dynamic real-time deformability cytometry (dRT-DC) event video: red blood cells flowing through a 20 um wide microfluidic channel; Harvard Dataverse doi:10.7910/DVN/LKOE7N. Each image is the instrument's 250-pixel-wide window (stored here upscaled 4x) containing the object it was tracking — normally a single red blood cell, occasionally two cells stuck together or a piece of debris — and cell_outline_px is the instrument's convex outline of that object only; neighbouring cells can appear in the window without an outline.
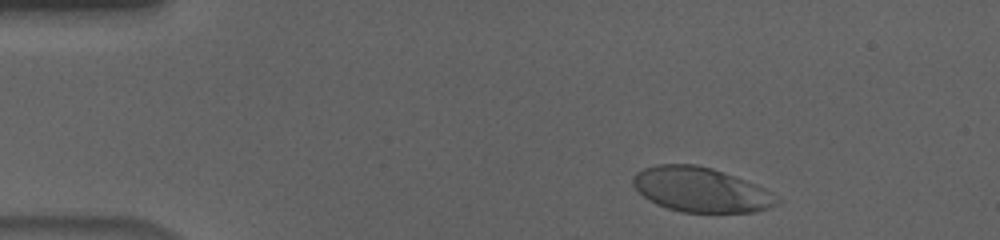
{"species": "human", "species_latin": "Homo sapiens", "temperature_condition": "cold", "stored_images_in_passage": 47, "camera_frame_rate_fps": 3000, "um_per_image_px": 0.085, "donor": {"sex": "male"}, "frame": {"image": 1, "passage_image": 4, "time_ms": 1.0, "image_size_px": [1000, 240], "cell_outline_px": [[780, 204], [756, 212], [680, 212], [656, 204], [648, 200], [632, 184], [632, 176], [636, 172], [644, 168], [656, 164], [696, 164], [712, 168], [756, 184], [772, 192], [780, 200]], "centroid_in_image_um": [59.57, 16.12], "position_along_channel_um": 25.4, "area_um2": 37.57}}
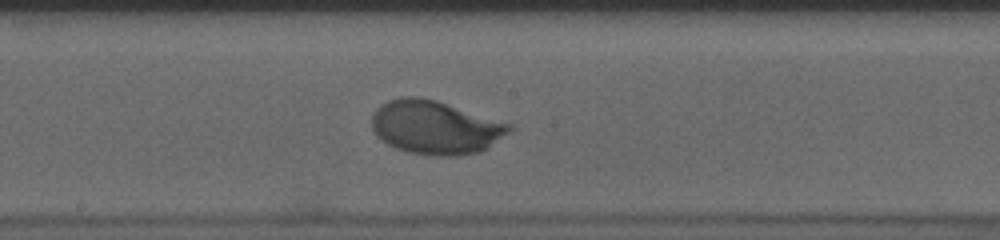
{"frame": {"image": 2, "passage_image": 26, "time_ms": 8.333, "image_size_px": [1000, 240], "cell_outline_px": [[512, 128], [508, 132], [480, 152], [456, 156], [432, 156], [408, 152], [396, 148], [388, 144], [376, 136], [372, 128], [372, 116], [388, 100], [404, 96], [416, 96], [436, 100], [512, 124]], "centroid_in_image_um": [36.99, 10.83], "position_along_channel_um": 211.2, "area_um2": 42.54}}
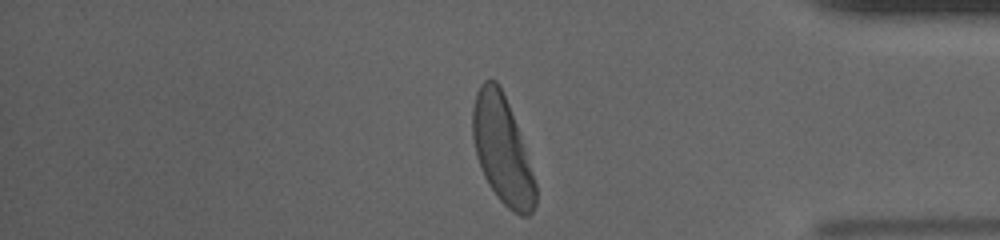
{"frame": {"image": 3, "passage_image": 43, "time_ms": 14.0, "image_size_px": [1000, 240], "cell_outline_px": [[536, 204], [532, 212], [528, 216], [520, 216], [512, 212], [496, 196], [488, 184], [484, 176], [476, 156], [472, 136], [472, 108], [476, 92], [480, 84], [484, 80], [496, 80], [508, 104], [516, 124], [536, 184]], "centroid_in_image_um": [42.67, 12.77], "position_along_channel_um": 392.5, "area_um2": 39.07}, "authors_computed_cell_mechanics": {"area_um2": 40.4022, "velocity_mm_per_s": 3.5943, "shape_relaxation_time_tau1_ms": 2.5298, "shape_relaxation_time_tau2_ms": null, "deformation_change_tau1": 0.1626, "deformation_change_tau2": null}}